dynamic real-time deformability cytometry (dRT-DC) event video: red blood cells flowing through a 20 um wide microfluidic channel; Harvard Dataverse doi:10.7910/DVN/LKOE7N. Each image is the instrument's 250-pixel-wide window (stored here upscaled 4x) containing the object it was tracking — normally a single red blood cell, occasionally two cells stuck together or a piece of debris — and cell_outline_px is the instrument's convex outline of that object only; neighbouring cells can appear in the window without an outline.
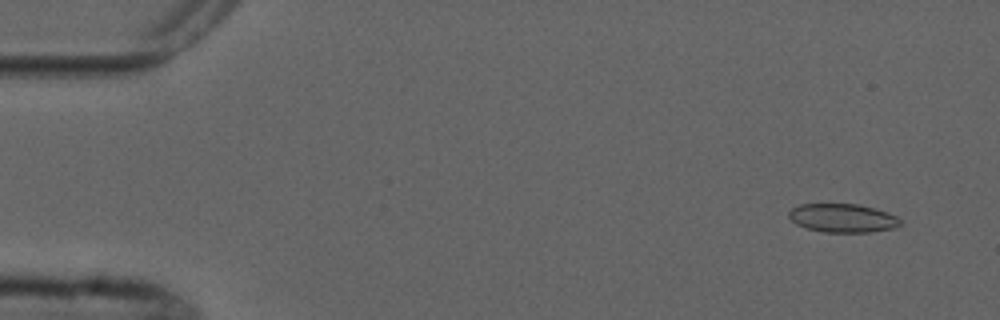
{"species": "common noctule bat (a hibernating species)", "species_latin": "Nyctalus noctula", "temperature_condition": "cold", "stored_images_in_passage": 8, "camera_frame_rate_fps": 3000, "um_per_image_px": 0.085, "animal": {"sex": "male", "forearm_length_mm": 52.5}, "frame": {"image": 1, "passage_image": 1, "time_ms": 0.0, "image_size_px": [1000, 320], "cell_outline_px": [[900, 224], [896, 228], [868, 232], [824, 232], [808, 228], [796, 224], [788, 216], [788, 212], [792, 208], [800, 204], [860, 204], [876, 208], [896, 216], [900, 220]], "centroid_in_image_um": [71.63, 18.53], "position_along_channel_um": 13.4, "area_um2": 18.55}}
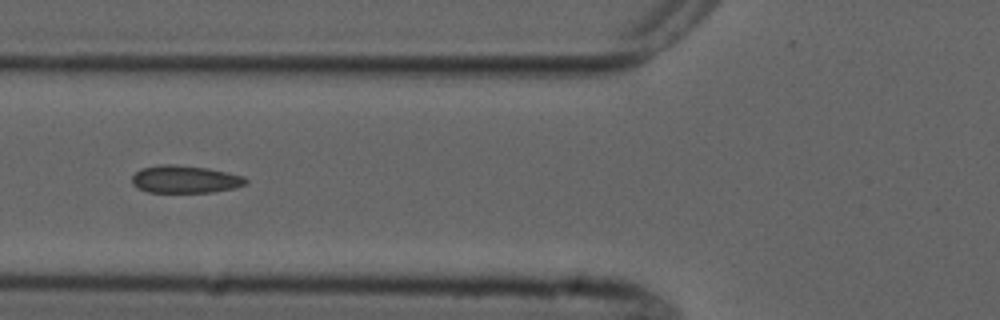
{"frame": {"image": 2, "passage_image": 6, "time_ms": 5.667, "image_size_px": [1000, 320], "cell_outline_px": [[248, 184], [236, 188], [212, 192], [148, 192], [132, 184], [132, 176], [140, 168], [160, 164], [176, 164], [208, 168], [228, 172], [244, 176], [248, 180]], "centroid_in_image_um": [15.77, 15.23], "position_along_channel_um": 110.0, "area_um2": 18.5}}
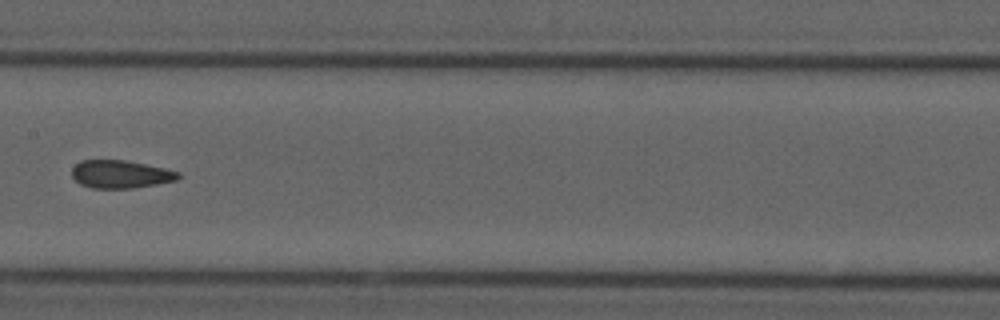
{"frame": {"image": 3, "passage_image": 8, "time_ms": 8.0, "image_size_px": [1000, 320], "cell_outline_px": [[180, 176], [176, 180], [156, 184], [132, 188], [92, 188], [80, 184], [72, 176], [72, 168], [80, 160], [124, 160], [164, 168], [180, 172]], "centroid_in_image_um": [10.22, 14.8], "position_along_channel_um": 197.2, "area_um2": 17.17}}